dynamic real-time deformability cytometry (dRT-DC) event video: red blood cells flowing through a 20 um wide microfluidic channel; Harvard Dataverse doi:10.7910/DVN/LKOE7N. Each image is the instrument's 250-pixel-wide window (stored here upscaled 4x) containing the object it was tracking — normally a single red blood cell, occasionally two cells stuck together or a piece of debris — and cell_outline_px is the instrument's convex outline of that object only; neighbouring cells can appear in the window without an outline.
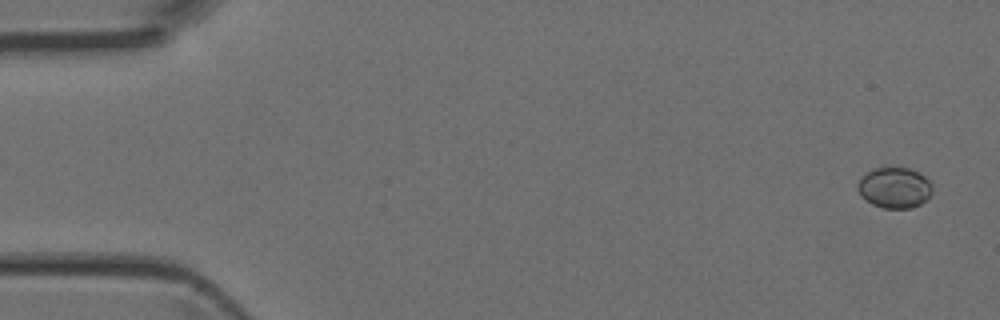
{"species": "Egyptian fruit bat (a non-hibernating species)", "species_latin": "Rousettus aegyptiacus", "temperature_condition": "room temperature", "stored_images_in_passage": 2, "camera_frame_rate_fps": 3000, "um_per_image_px": 0.085, "animal": {"sex": "female"}, "frame": {"image": 1, "passage_image": 2, "time_ms": 0.333, "image_size_px": [1000, 320], "cell_outline_px": [[932, 192], [920, 204], [912, 208], [884, 208], [872, 204], [864, 200], [860, 196], [856, 188], [856, 184], [868, 172], [876, 168], [908, 168], [920, 172], [932, 184]], "centroid_in_image_um": [76.02, 15.96], "position_along_channel_um": 9.0, "area_um2": 17.69}}